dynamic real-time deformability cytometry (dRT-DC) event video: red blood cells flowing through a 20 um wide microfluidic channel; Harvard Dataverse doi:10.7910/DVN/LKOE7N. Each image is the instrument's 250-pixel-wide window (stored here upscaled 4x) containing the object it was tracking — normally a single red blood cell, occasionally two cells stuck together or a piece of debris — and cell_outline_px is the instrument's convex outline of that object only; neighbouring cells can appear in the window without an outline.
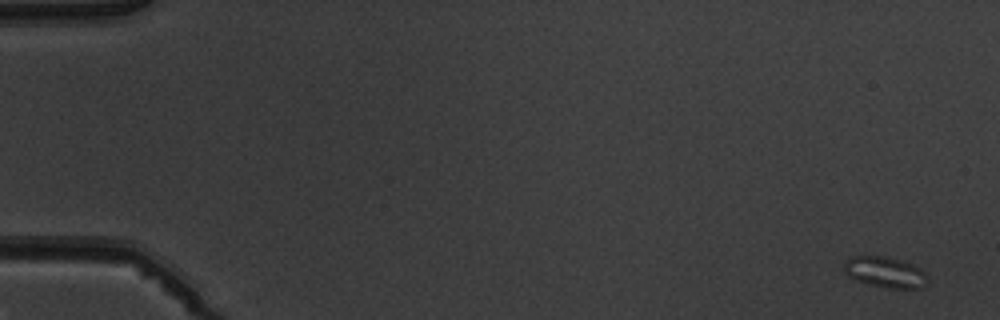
{"species": "common noctule bat (a hibernating species)", "species_latin": "Nyctalus noctula", "temperature_condition": "warm", "stored_images_in_passage": 5, "camera_frame_rate_fps": 3000, "um_per_image_px": 0.085, "animal": {"sex": "male", "body_mass_g": 19.5, "forearm_length_mm": 54.6}, "frame": {"image": 1, "passage_image": 1, "time_ms": 0.0, "image_size_px": [1000, 320], "cell_outline_px": [[928, 284], [920, 288], [888, 288], [856, 280], [848, 276], [844, 272], [844, 260], [852, 256], [880, 256], [900, 260], [912, 264], [920, 268], [928, 276]], "centroid_in_image_um": [75.24, 23.13], "position_along_channel_um": 9.8, "area_um2": 14.97}}
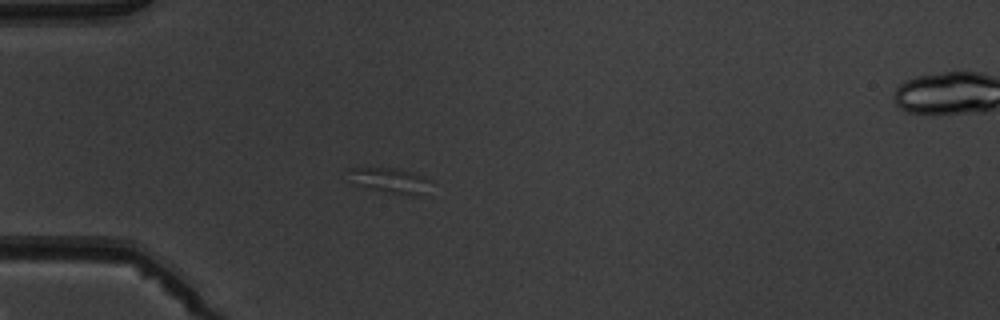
{"frame": {"image": 2, "passage_image": 4, "time_ms": 4.667, "image_size_px": [1000, 320], "cell_outline_px": [[428, 180], [420, 196], [412, 196], [388, 192], [356, 184], [344, 180], [348, 168], [396, 168], [412, 172], [424, 176]], "centroid_in_image_um": [33.0, 15.31], "position_along_channel_um": 52.0, "area_um2": 11.91}}